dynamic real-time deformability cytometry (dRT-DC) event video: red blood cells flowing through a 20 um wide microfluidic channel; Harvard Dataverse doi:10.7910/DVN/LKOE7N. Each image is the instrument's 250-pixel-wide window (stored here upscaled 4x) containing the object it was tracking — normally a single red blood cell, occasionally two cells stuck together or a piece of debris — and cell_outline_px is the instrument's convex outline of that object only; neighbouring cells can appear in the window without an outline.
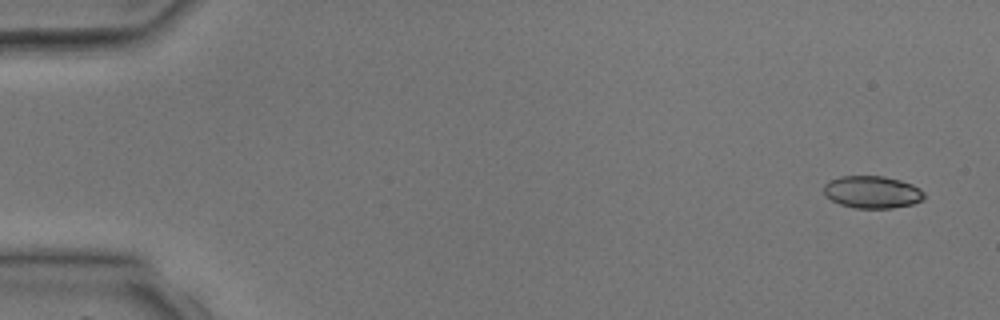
{"species": "common noctule bat (a hibernating species)", "species_latin": "Nyctalus noctula", "temperature_condition": "room temperature", "stored_images_in_passage": 4, "camera_frame_rate_fps": 3000, "um_per_image_px": 0.085, "animal": {"sex": "male", "body_mass_g": 17.9, "forearm_length_mm": 54.2}, "frame": {"image": 1, "passage_image": 1, "time_ms": 0.0, "image_size_px": [1000, 320], "cell_outline_px": [[924, 200], [912, 204], [892, 208], [856, 208], [840, 204], [824, 196], [824, 184], [828, 180], [840, 176], [884, 176], [900, 180], [912, 184], [920, 188], [924, 192]], "centroid_in_image_um": [74.13, 16.32], "position_along_channel_um": 10.9, "area_um2": 19.07}}
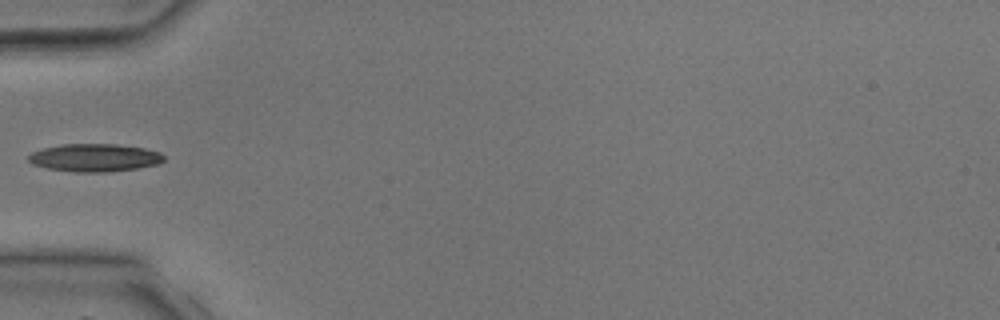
{"frame": {"image": 2, "passage_image": 4, "time_ms": 4.0, "image_size_px": [1000, 320], "cell_outline_px": [[164, 160], [160, 164], [136, 168], [104, 172], [76, 172], [48, 168], [32, 164], [28, 160], [28, 156], [32, 152], [44, 148], [64, 144], [116, 144], [144, 148], [160, 152], [164, 156]], "centroid_in_image_um": [8.06, 13.4], "position_along_channel_um": 76.9, "area_um2": 21.85}}